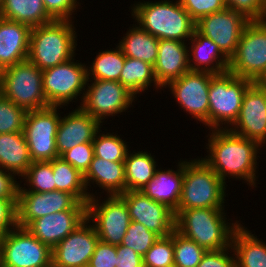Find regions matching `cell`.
I'll list each match as a JSON object with an SVG mask.
<instances>
[{
    "label": "cell",
    "mask_w": 266,
    "mask_h": 267,
    "mask_svg": "<svg viewBox=\"0 0 266 267\" xmlns=\"http://www.w3.org/2000/svg\"><path fill=\"white\" fill-rule=\"evenodd\" d=\"M209 132L206 145L209 154L202 159L224 182L226 177H231L248 182L251 188L256 187L257 154L262 146L229 129H211Z\"/></svg>",
    "instance_id": "obj_1"
},
{
    "label": "cell",
    "mask_w": 266,
    "mask_h": 267,
    "mask_svg": "<svg viewBox=\"0 0 266 267\" xmlns=\"http://www.w3.org/2000/svg\"><path fill=\"white\" fill-rule=\"evenodd\" d=\"M131 16L138 26L157 39L187 42L194 33L196 22L180 1H144L131 7Z\"/></svg>",
    "instance_id": "obj_2"
},
{
    "label": "cell",
    "mask_w": 266,
    "mask_h": 267,
    "mask_svg": "<svg viewBox=\"0 0 266 267\" xmlns=\"http://www.w3.org/2000/svg\"><path fill=\"white\" fill-rule=\"evenodd\" d=\"M225 208L183 209L175 216V230L194 240L206 251H217L231 246L239 221L229 223Z\"/></svg>",
    "instance_id": "obj_3"
},
{
    "label": "cell",
    "mask_w": 266,
    "mask_h": 267,
    "mask_svg": "<svg viewBox=\"0 0 266 267\" xmlns=\"http://www.w3.org/2000/svg\"><path fill=\"white\" fill-rule=\"evenodd\" d=\"M72 20H53L33 27L28 60L40 70L55 67L75 57L77 34Z\"/></svg>",
    "instance_id": "obj_4"
},
{
    "label": "cell",
    "mask_w": 266,
    "mask_h": 267,
    "mask_svg": "<svg viewBox=\"0 0 266 267\" xmlns=\"http://www.w3.org/2000/svg\"><path fill=\"white\" fill-rule=\"evenodd\" d=\"M225 185L202 158L184 160L182 194L174 215L183 209L224 208Z\"/></svg>",
    "instance_id": "obj_5"
},
{
    "label": "cell",
    "mask_w": 266,
    "mask_h": 267,
    "mask_svg": "<svg viewBox=\"0 0 266 267\" xmlns=\"http://www.w3.org/2000/svg\"><path fill=\"white\" fill-rule=\"evenodd\" d=\"M252 83V80L237 77L230 71L211 77L208 130L229 129L234 124L240 113L244 93Z\"/></svg>",
    "instance_id": "obj_6"
},
{
    "label": "cell",
    "mask_w": 266,
    "mask_h": 267,
    "mask_svg": "<svg viewBox=\"0 0 266 267\" xmlns=\"http://www.w3.org/2000/svg\"><path fill=\"white\" fill-rule=\"evenodd\" d=\"M42 81V70L27 59L2 70L0 94L26 111L48 108Z\"/></svg>",
    "instance_id": "obj_7"
},
{
    "label": "cell",
    "mask_w": 266,
    "mask_h": 267,
    "mask_svg": "<svg viewBox=\"0 0 266 267\" xmlns=\"http://www.w3.org/2000/svg\"><path fill=\"white\" fill-rule=\"evenodd\" d=\"M74 60L71 58L55 67L42 70L43 91L50 106H68L78 96L82 102L87 84V65Z\"/></svg>",
    "instance_id": "obj_8"
},
{
    "label": "cell",
    "mask_w": 266,
    "mask_h": 267,
    "mask_svg": "<svg viewBox=\"0 0 266 267\" xmlns=\"http://www.w3.org/2000/svg\"><path fill=\"white\" fill-rule=\"evenodd\" d=\"M1 267H52V249L16 225L1 236Z\"/></svg>",
    "instance_id": "obj_9"
},
{
    "label": "cell",
    "mask_w": 266,
    "mask_h": 267,
    "mask_svg": "<svg viewBox=\"0 0 266 267\" xmlns=\"http://www.w3.org/2000/svg\"><path fill=\"white\" fill-rule=\"evenodd\" d=\"M101 202L96 194L89 199L87 220L92 222L100 241L120 245L131 222L126 203L120 195H108Z\"/></svg>",
    "instance_id": "obj_10"
},
{
    "label": "cell",
    "mask_w": 266,
    "mask_h": 267,
    "mask_svg": "<svg viewBox=\"0 0 266 267\" xmlns=\"http://www.w3.org/2000/svg\"><path fill=\"white\" fill-rule=\"evenodd\" d=\"M266 68V22L250 21L242 31L228 71L253 82Z\"/></svg>",
    "instance_id": "obj_11"
},
{
    "label": "cell",
    "mask_w": 266,
    "mask_h": 267,
    "mask_svg": "<svg viewBox=\"0 0 266 267\" xmlns=\"http://www.w3.org/2000/svg\"><path fill=\"white\" fill-rule=\"evenodd\" d=\"M86 86L79 107L100 123L107 117L127 112L137 98L119 81L87 79Z\"/></svg>",
    "instance_id": "obj_12"
},
{
    "label": "cell",
    "mask_w": 266,
    "mask_h": 267,
    "mask_svg": "<svg viewBox=\"0 0 266 267\" xmlns=\"http://www.w3.org/2000/svg\"><path fill=\"white\" fill-rule=\"evenodd\" d=\"M63 107L27 111L24 130L25 139L33 162L52 161L59 157L56 134L61 119L58 109Z\"/></svg>",
    "instance_id": "obj_13"
},
{
    "label": "cell",
    "mask_w": 266,
    "mask_h": 267,
    "mask_svg": "<svg viewBox=\"0 0 266 267\" xmlns=\"http://www.w3.org/2000/svg\"><path fill=\"white\" fill-rule=\"evenodd\" d=\"M214 74L188 71L168 86L181 108L197 121L209 128V85Z\"/></svg>",
    "instance_id": "obj_14"
},
{
    "label": "cell",
    "mask_w": 266,
    "mask_h": 267,
    "mask_svg": "<svg viewBox=\"0 0 266 267\" xmlns=\"http://www.w3.org/2000/svg\"><path fill=\"white\" fill-rule=\"evenodd\" d=\"M63 210H87V203L59 190L44 193L19 191L16 205L17 226L26 227L35 219Z\"/></svg>",
    "instance_id": "obj_15"
},
{
    "label": "cell",
    "mask_w": 266,
    "mask_h": 267,
    "mask_svg": "<svg viewBox=\"0 0 266 267\" xmlns=\"http://www.w3.org/2000/svg\"><path fill=\"white\" fill-rule=\"evenodd\" d=\"M250 21L230 8L206 15L196 22L195 29L218 45L230 59L236 52L242 31Z\"/></svg>",
    "instance_id": "obj_16"
},
{
    "label": "cell",
    "mask_w": 266,
    "mask_h": 267,
    "mask_svg": "<svg viewBox=\"0 0 266 267\" xmlns=\"http://www.w3.org/2000/svg\"><path fill=\"white\" fill-rule=\"evenodd\" d=\"M124 199L131 221L143 224L159 237L169 236L175 230L174 211L167 205L156 202L142 191H125Z\"/></svg>",
    "instance_id": "obj_17"
},
{
    "label": "cell",
    "mask_w": 266,
    "mask_h": 267,
    "mask_svg": "<svg viewBox=\"0 0 266 267\" xmlns=\"http://www.w3.org/2000/svg\"><path fill=\"white\" fill-rule=\"evenodd\" d=\"M229 130L263 145L266 141V87L253 82L247 88L239 116Z\"/></svg>",
    "instance_id": "obj_18"
},
{
    "label": "cell",
    "mask_w": 266,
    "mask_h": 267,
    "mask_svg": "<svg viewBox=\"0 0 266 267\" xmlns=\"http://www.w3.org/2000/svg\"><path fill=\"white\" fill-rule=\"evenodd\" d=\"M98 241L95 228L86 219L52 249V267L88 266Z\"/></svg>",
    "instance_id": "obj_19"
},
{
    "label": "cell",
    "mask_w": 266,
    "mask_h": 267,
    "mask_svg": "<svg viewBox=\"0 0 266 267\" xmlns=\"http://www.w3.org/2000/svg\"><path fill=\"white\" fill-rule=\"evenodd\" d=\"M102 124L79 106L61 117L56 134V148L60 157L76 145L92 143Z\"/></svg>",
    "instance_id": "obj_20"
},
{
    "label": "cell",
    "mask_w": 266,
    "mask_h": 267,
    "mask_svg": "<svg viewBox=\"0 0 266 267\" xmlns=\"http://www.w3.org/2000/svg\"><path fill=\"white\" fill-rule=\"evenodd\" d=\"M87 219V210H63L31 221L26 228L53 249Z\"/></svg>",
    "instance_id": "obj_21"
},
{
    "label": "cell",
    "mask_w": 266,
    "mask_h": 267,
    "mask_svg": "<svg viewBox=\"0 0 266 267\" xmlns=\"http://www.w3.org/2000/svg\"><path fill=\"white\" fill-rule=\"evenodd\" d=\"M188 54L186 42L170 39L159 40L154 74L162 88L190 71Z\"/></svg>",
    "instance_id": "obj_22"
},
{
    "label": "cell",
    "mask_w": 266,
    "mask_h": 267,
    "mask_svg": "<svg viewBox=\"0 0 266 267\" xmlns=\"http://www.w3.org/2000/svg\"><path fill=\"white\" fill-rule=\"evenodd\" d=\"M31 27L0 17V67L28 59Z\"/></svg>",
    "instance_id": "obj_23"
},
{
    "label": "cell",
    "mask_w": 266,
    "mask_h": 267,
    "mask_svg": "<svg viewBox=\"0 0 266 267\" xmlns=\"http://www.w3.org/2000/svg\"><path fill=\"white\" fill-rule=\"evenodd\" d=\"M189 41L191 43H189ZM188 57L190 71L221 74L228 71L229 59L221 52L218 45L208 37L194 30L189 39Z\"/></svg>",
    "instance_id": "obj_24"
},
{
    "label": "cell",
    "mask_w": 266,
    "mask_h": 267,
    "mask_svg": "<svg viewBox=\"0 0 266 267\" xmlns=\"http://www.w3.org/2000/svg\"><path fill=\"white\" fill-rule=\"evenodd\" d=\"M177 166L176 171L158 168L154 177L141 190L146 196L167 205L174 212L178 208L182 194L184 161L180 159Z\"/></svg>",
    "instance_id": "obj_25"
},
{
    "label": "cell",
    "mask_w": 266,
    "mask_h": 267,
    "mask_svg": "<svg viewBox=\"0 0 266 267\" xmlns=\"http://www.w3.org/2000/svg\"><path fill=\"white\" fill-rule=\"evenodd\" d=\"M84 181L87 190L91 187L90 184H97L107 192V196L120 195L126 191L124 162H112L94 156L84 174Z\"/></svg>",
    "instance_id": "obj_26"
},
{
    "label": "cell",
    "mask_w": 266,
    "mask_h": 267,
    "mask_svg": "<svg viewBox=\"0 0 266 267\" xmlns=\"http://www.w3.org/2000/svg\"><path fill=\"white\" fill-rule=\"evenodd\" d=\"M246 229L240 224L233 232L231 247L236 267H266V243Z\"/></svg>",
    "instance_id": "obj_27"
},
{
    "label": "cell",
    "mask_w": 266,
    "mask_h": 267,
    "mask_svg": "<svg viewBox=\"0 0 266 267\" xmlns=\"http://www.w3.org/2000/svg\"><path fill=\"white\" fill-rule=\"evenodd\" d=\"M23 132L0 134V168L22 177L32 163Z\"/></svg>",
    "instance_id": "obj_28"
},
{
    "label": "cell",
    "mask_w": 266,
    "mask_h": 267,
    "mask_svg": "<svg viewBox=\"0 0 266 267\" xmlns=\"http://www.w3.org/2000/svg\"><path fill=\"white\" fill-rule=\"evenodd\" d=\"M0 17L31 28L53 21L45 10L43 0H2Z\"/></svg>",
    "instance_id": "obj_29"
},
{
    "label": "cell",
    "mask_w": 266,
    "mask_h": 267,
    "mask_svg": "<svg viewBox=\"0 0 266 267\" xmlns=\"http://www.w3.org/2000/svg\"><path fill=\"white\" fill-rule=\"evenodd\" d=\"M125 35L117 45L121 52L126 57L139 59L154 66L158 56L159 39L136 24L130 27Z\"/></svg>",
    "instance_id": "obj_30"
},
{
    "label": "cell",
    "mask_w": 266,
    "mask_h": 267,
    "mask_svg": "<svg viewBox=\"0 0 266 267\" xmlns=\"http://www.w3.org/2000/svg\"><path fill=\"white\" fill-rule=\"evenodd\" d=\"M126 191H141L154 177L157 164L154 155L143 151L127 153L124 161Z\"/></svg>",
    "instance_id": "obj_31"
},
{
    "label": "cell",
    "mask_w": 266,
    "mask_h": 267,
    "mask_svg": "<svg viewBox=\"0 0 266 267\" xmlns=\"http://www.w3.org/2000/svg\"><path fill=\"white\" fill-rule=\"evenodd\" d=\"M119 82L136 97L138 94L140 95V93L148 90V87L150 88L152 85L156 90L163 89L156 80L154 66L142 60L126 56ZM151 83L154 84L151 85Z\"/></svg>",
    "instance_id": "obj_32"
},
{
    "label": "cell",
    "mask_w": 266,
    "mask_h": 267,
    "mask_svg": "<svg viewBox=\"0 0 266 267\" xmlns=\"http://www.w3.org/2000/svg\"><path fill=\"white\" fill-rule=\"evenodd\" d=\"M56 190L74 195L80 202L87 203L94 193L87 192L84 175L61 157L52 160Z\"/></svg>",
    "instance_id": "obj_33"
},
{
    "label": "cell",
    "mask_w": 266,
    "mask_h": 267,
    "mask_svg": "<svg viewBox=\"0 0 266 267\" xmlns=\"http://www.w3.org/2000/svg\"><path fill=\"white\" fill-rule=\"evenodd\" d=\"M113 50L98 52L91 65L87 66V79L119 81L125 63V55L117 46Z\"/></svg>",
    "instance_id": "obj_34"
},
{
    "label": "cell",
    "mask_w": 266,
    "mask_h": 267,
    "mask_svg": "<svg viewBox=\"0 0 266 267\" xmlns=\"http://www.w3.org/2000/svg\"><path fill=\"white\" fill-rule=\"evenodd\" d=\"M100 129L93 140L94 156L112 162H124L128 151H130L127 142L118 134L102 133ZM126 142V143H125Z\"/></svg>",
    "instance_id": "obj_35"
},
{
    "label": "cell",
    "mask_w": 266,
    "mask_h": 267,
    "mask_svg": "<svg viewBox=\"0 0 266 267\" xmlns=\"http://www.w3.org/2000/svg\"><path fill=\"white\" fill-rule=\"evenodd\" d=\"M52 171V161L32 162L28 167L22 179H26L24 185L19 187V191H35L39 193L50 192L56 190V184Z\"/></svg>",
    "instance_id": "obj_36"
},
{
    "label": "cell",
    "mask_w": 266,
    "mask_h": 267,
    "mask_svg": "<svg viewBox=\"0 0 266 267\" xmlns=\"http://www.w3.org/2000/svg\"><path fill=\"white\" fill-rule=\"evenodd\" d=\"M174 267H197L206 250L194 240L173 231Z\"/></svg>",
    "instance_id": "obj_37"
},
{
    "label": "cell",
    "mask_w": 266,
    "mask_h": 267,
    "mask_svg": "<svg viewBox=\"0 0 266 267\" xmlns=\"http://www.w3.org/2000/svg\"><path fill=\"white\" fill-rule=\"evenodd\" d=\"M142 258L143 267H174L173 233L159 237Z\"/></svg>",
    "instance_id": "obj_38"
},
{
    "label": "cell",
    "mask_w": 266,
    "mask_h": 267,
    "mask_svg": "<svg viewBox=\"0 0 266 267\" xmlns=\"http://www.w3.org/2000/svg\"><path fill=\"white\" fill-rule=\"evenodd\" d=\"M27 111L0 94V134L23 132Z\"/></svg>",
    "instance_id": "obj_39"
},
{
    "label": "cell",
    "mask_w": 266,
    "mask_h": 267,
    "mask_svg": "<svg viewBox=\"0 0 266 267\" xmlns=\"http://www.w3.org/2000/svg\"><path fill=\"white\" fill-rule=\"evenodd\" d=\"M158 238L157 234L148 230L143 224L131 221L121 245L132 248L143 257Z\"/></svg>",
    "instance_id": "obj_40"
},
{
    "label": "cell",
    "mask_w": 266,
    "mask_h": 267,
    "mask_svg": "<svg viewBox=\"0 0 266 267\" xmlns=\"http://www.w3.org/2000/svg\"><path fill=\"white\" fill-rule=\"evenodd\" d=\"M60 157L84 175L94 157L93 143L76 145Z\"/></svg>",
    "instance_id": "obj_41"
},
{
    "label": "cell",
    "mask_w": 266,
    "mask_h": 267,
    "mask_svg": "<svg viewBox=\"0 0 266 267\" xmlns=\"http://www.w3.org/2000/svg\"><path fill=\"white\" fill-rule=\"evenodd\" d=\"M180 4L197 22L200 18L226 8L224 0H179Z\"/></svg>",
    "instance_id": "obj_42"
},
{
    "label": "cell",
    "mask_w": 266,
    "mask_h": 267,
    "mask_svg": "<svg viewBox=\"0 0 266 267\" xmlns=\"http://www.w3.org/2000/svg\"><path fill=\"white\" fill-rule=\"evenodd\" d=\"M88 267H117L116 245L98 241Z\"/></svg>",
    "instance_id": "obj_43"
},
{
    "label": "cell",
    "mask_w": 266,
    "mask_h": 267,
    "mask_svg": "<svg viewBox=\"0 0 266 267\" xmlns=\"http://www.w3.org/2000/svg\"><path fill=\"white\" fill-rule=\"evenodd\" d=\"M78 0H43L45 10L53 20H71L80 5ZM79 4V5H78Z\"/></svg>",
    "instance_id": "obj_44"
},
{
    "label": "cell",
    "mask_w": 266,
    "mask_h": 267,
    "mask_svg": "<svg viewBox=\"0 0 266 267\" xmlns=\"http://www.w3.org/2000/svg\"><path fill=\"white\" fill-rule=\"evenodd\" d=\"M226 8L243 14L249 21H261L263 0H224Z\"/></svg>",
    "instance_id": "obj_45"
},
{
    "label": "cell",
    "mask_w": 266,
    "mask_h": 267,
    "mask_svg": "<svg viewBox=\"0 0 266 267\" xmlns=\"http://www.w3.org/2000/svg\"><path fill=\"white\" fill-rule=\"evenodd\" d=\"M197 267H236L234 251L231 246L217 251H206Z\"/></svg>",
    "instance_id": "obj_46"
},
{
    "label": "cell",
    "mask_w": 266,
    "mask_h": 267,
    "mask_svg": "<svg viewBox=\"0 0 266 267\" xmlns=\"http://www.w3.org/2000/svg\"><path fill=\"white\" fill-rule=\"evenodd\" d=\"M18 199H0V237L17 225Z\"/></svg>",
    "instance_id": "obj_47"
},
{
    "label": "cell",
    "mask_w": 266,
    "mask_h": 267,
    "mask_svg": "<svg viewBox=\"0 0 266 267\" xmlns=\"http://www.w3.org/2000/svg\"><path fill=\"white\" fill-rule=\"evenodd\" d=\"M14 173L0 168V199H18L20 183Z\"/></svg>",
    "instance_id": "obj_48"
},
{
    "label": "cell",
    "mask_w": 266,
    "mask_h": 267,
    "mask_svg": "<svg viewBox=\"0 0 266 267\" xmlns=\"http://www.w3.org/2000/svg\"><path fill=\"white\" fill-rule=\"evenodd\" d=\"M117 267H143V258L132 248L116 245Z\"/></svg>",
    "instance_id": "obj_49"
},
{
    "label": "cell",
    "mask_w": 266,
    "mask_h": 267,
    "mask_svg": "<svg viewBox=\"0 0 266 267\" xmlns=\"http://www.w3.org/2000/svg\"><path fill=\"white\" fill-rule=\"evenodd\" d=\"M255 84L266 87V68L263 73L254 81Z\"/></svg>",
    "instance_id": "obj_50"
},
{
    "label": "cell",
    "mask_w": 266,
    "mask_h": 267,
    "mask_svg": "<svg viewBox=\"0 0 266 267\" xmlns=\"http://www.w3.org/2000/svg\"><path fill=\"white\" fill-rule=\"evenodd\" d=\"M261 21L262 22H266V0H263V8H262Z\"/></svg>",
    "instance_id": "obj_51"
},
{
    "label": "cell",
    "mask_w": 266,
    "mask_h": 267,
    "mask_svg": "<svg viewBox=\"0 0 266 267\" xmlns=\"http://www.w3.org/2000/svg\"><path fill=\"white\" fill-rule=\"evenodd\" d=\"M0 267H1V237H0Z\"/></svg>",
    "instance_id": "obj_52"
}]
</instances>
